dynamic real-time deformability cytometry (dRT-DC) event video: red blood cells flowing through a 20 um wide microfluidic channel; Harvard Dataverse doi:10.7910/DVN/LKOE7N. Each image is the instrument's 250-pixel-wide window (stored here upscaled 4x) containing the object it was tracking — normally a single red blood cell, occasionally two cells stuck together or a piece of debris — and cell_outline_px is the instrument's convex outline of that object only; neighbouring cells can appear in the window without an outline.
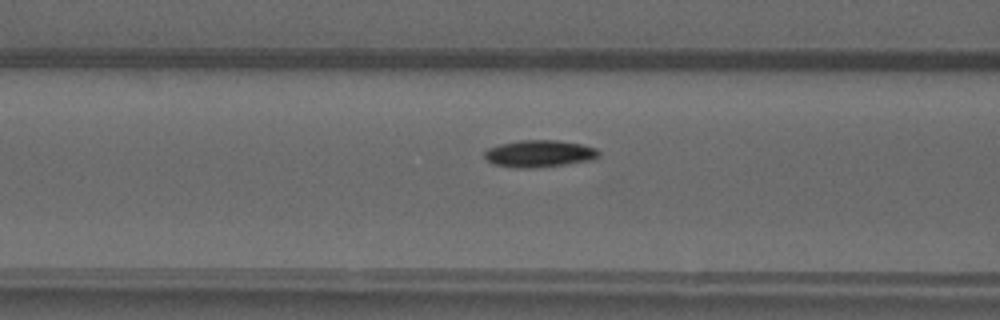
{"species": "common noctule bat (a hibernating species)", "species_latin": "Nyctalus noctula", "temperature_condition": "warm", "stored_images_in_passage": 40, "camera_frame_rate_fps": 3000, "um_per_image_px": 0.085, "animal": {"sex": "male", "forearm_length_mm": 52.5}, "frame": {"image": 1, "passage_image": 12, "time_ms": 3.667, "image_size_px": [1000, 320], "cell_outline_px": [[600, 156], [596, 160], [564, 164], [528, 168], [516, 168], [492, 164], [484, 156], [484, 152], [488, 148], [500, 144], [520, 140], [556, 140], [580, 144], [596, 148], [600, 152]], "centroid_in_image_um": [45.86, 13.06], "position_along_channel_um": 120.7, "area_um2": 18.03}}
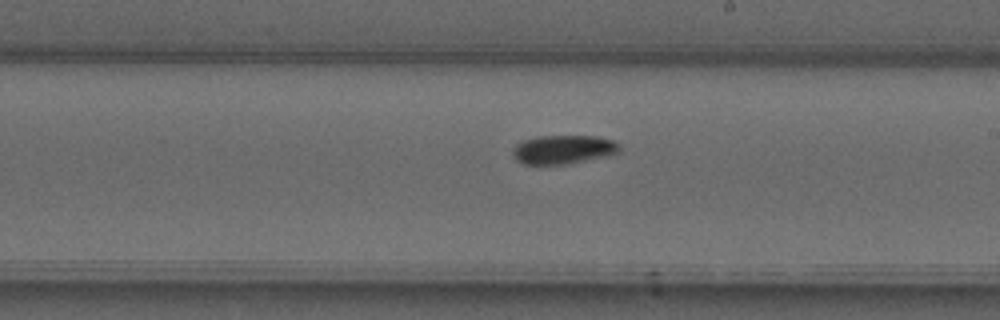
{"frame": {"image": 2, "passage_image": 21, "time_ms": 6.667, "image_size_px": [1000, 320], "cell_outline_px": [[620, 152], [608, 156], [568, 164], [524, 164], [516, 160], [512, 156], [512, 148], [516, 144], [524, 140], [536, 136], [596, 136], [612, 140], [620, 144]], "centroid_in_image_um": [47.88, 12.71], "position_along_channel_um": 241.1, "area_um2": 18.15}}
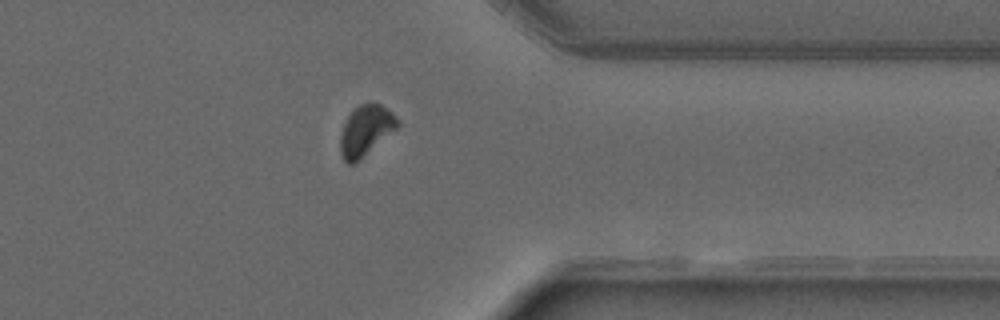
{"frame": {"image": 3, "passage_image": 32, "time_ms": 10.333, "image_size_px": [1000, 320], "cell_outline_px": [[400, 124], [396, 128], [352, 164], [348, 164], [344, 160], [340, 152], [340, 136], [344, 124], [348, 116], [360, 104], [372, 100], [380, 104], [392, 112], [400, 120]], "centroid_in_image_um": [31.09, 11.03], "position_along_channel_um": 380.3, "area_um2": 16.42}}